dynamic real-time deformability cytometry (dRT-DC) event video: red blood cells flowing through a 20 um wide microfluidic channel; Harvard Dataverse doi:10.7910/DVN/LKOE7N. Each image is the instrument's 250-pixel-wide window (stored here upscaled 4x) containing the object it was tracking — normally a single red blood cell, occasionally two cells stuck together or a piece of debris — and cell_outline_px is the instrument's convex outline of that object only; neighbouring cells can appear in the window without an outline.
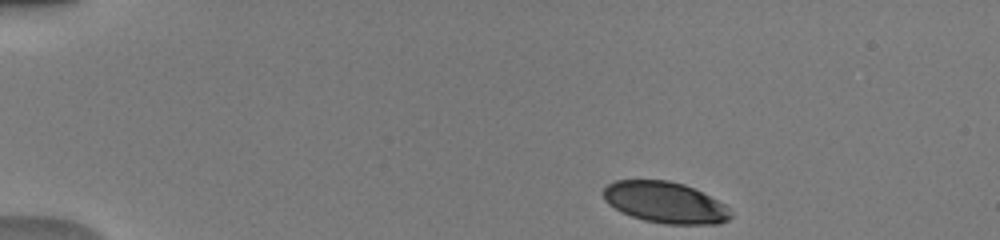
{"species": "human", "species_latin": "Homo sapiens", "temperature_condition": "warm", "stored_images_in_passage": 43, "camera_frame_rate_fps": 3000, "um_per_image_px": 0.085, "donor": {"sex": "male"}, "frame": {"image": 1, "passage_image": 1, "time_ms": 0.0, "image_size_px": [1000, 240], "cell_outline_px": [[732, 216], [728, 220], [720, 224], [664, 224], [644, 220], [632, 216], [608, 204], [604, 200], [604, 188], [608, 184], [616, 180], [668, 180], [684, 184], [724, 204], [732, 212]], "centroid_in_image_um": [56.55, 17.21], "position_along_channel_um": 28.5, "area_um2": 30.35}}
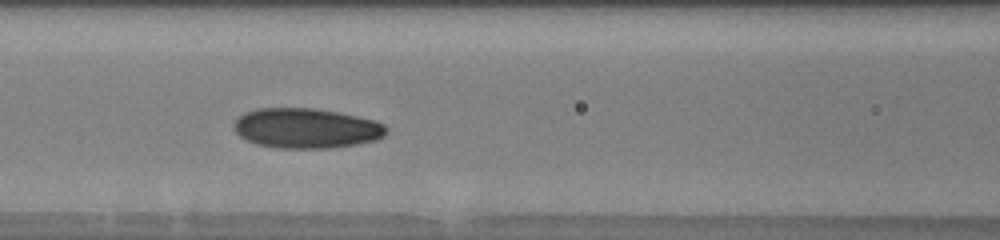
{"frame": {"image": 2, "passage_image": 16, "time_ms": 5.0, "image_size_px": [1000, 240], "cell_outline_px": [[388, 132], [384, 136], [376, 140], [356, 144], [328, 148], [276, 148], [256, 144], [240, 136], [232, 128], [232, 124], [244, 112], [256, 108], [312, 108], [336, 112], [376, 120], [384, 124], [388, 128]], "centroid_in_image_um": [26.02, 10.9], "position_along_channel_um": 140.6, "area_um2": 35.66}}
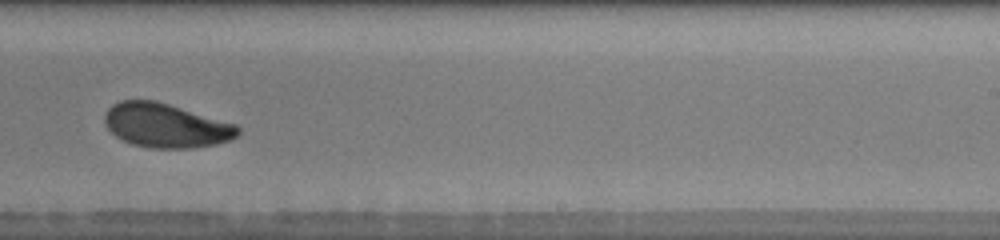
{"frame": {"image": 3, "passage_image": 26, "time_ms": 8.333, "image_size_px": [1000, 240], "cell_outline_px": [[240, 132], [236, 136], [228, 140], [216, 144], [192, 148], [152, 148], [132, 144], [116, 136], [104, 124], [104, 116], [108, 108], [112, 104], [120, 100], [156, 100], [236, 124], [240, 128]], "centroid_in_image_um": [14.08, 10.66], "position_along_channel_um": 274.9, "area_um2": 34.22}, "authors_computed_cell_mechanics": {"area_um2": 34.2176, "velocity_mm_per_s": 4.0413, "shape_relaxation_time_tau1_ms": 3.3128, "shape_relaxation_time_tau2_ms": 2.2068, "deformation_change_tau1": 0.1392, "deformation_change_tau2": 0.0692}}